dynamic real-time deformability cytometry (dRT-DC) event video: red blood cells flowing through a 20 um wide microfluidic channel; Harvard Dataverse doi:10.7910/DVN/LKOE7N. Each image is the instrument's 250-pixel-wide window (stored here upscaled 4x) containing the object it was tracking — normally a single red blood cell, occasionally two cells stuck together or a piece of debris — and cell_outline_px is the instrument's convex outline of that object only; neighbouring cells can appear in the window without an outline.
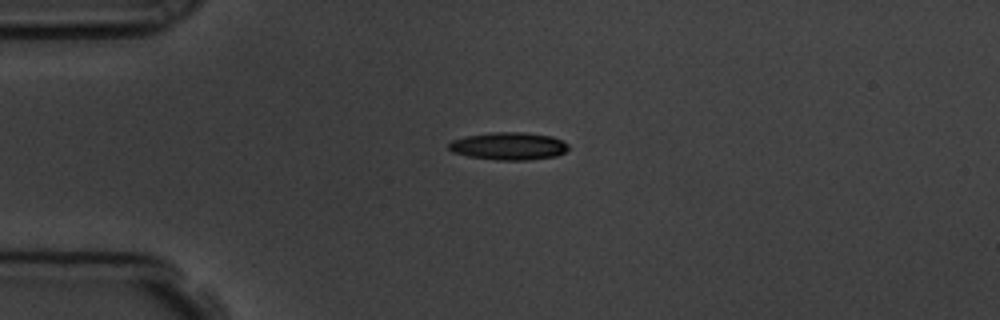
{"species": "common noctule bat (a hibernating species)", "species_latin": "Nyctalus noctula", "temperature_condition": "room temperature", "stored_images_in_passage": 41, "camera_frame_rate_fps": 3000, "um_per_image_px": 0.085, "animal": {"sex": "male", "body_mass_g": 19.5, "forearm_length_mm": 54.6}, "frame": {"image": 1, "passage_image": 1, "time_ms": 0.0, "image_size_px": [1000, 320], "cell_outline_px": [[568, 148], [564, 152], [552, 156], [516, 160], [512, 160], [472, 156], [456, 152], [448, 148], [448, 144], [456, 140], [472, 136], [548, 136], [560, 140]], "centroid_in_image_um": [43.25, 12.49], "position_along_channel_um": 41.8, "area_um2": 16.42}}
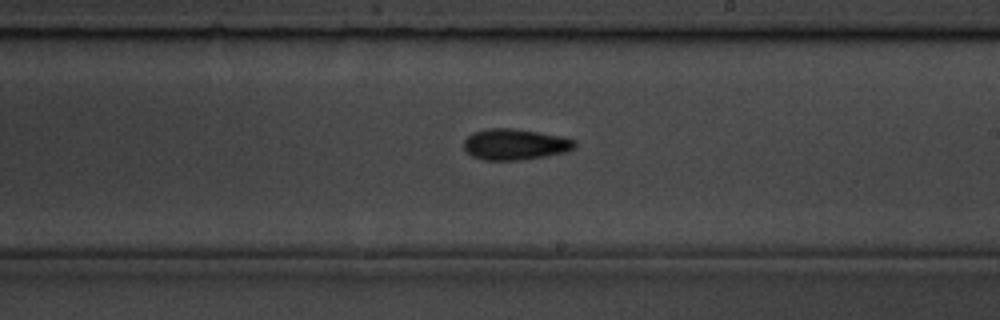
{"frame": {"image": 2, "passage_image": 19, "time_ms": 6.0, "image_size_px": [1000, 320], "cell_outline_px": [[572, 148], [556, 152], [536, 156], [504, 160], [488, 160], [476, 156], [468, 152], [464, 148], [464, 144], [468, 136], [476, 132], [532, 132], [572, 140]], "centroid_in_image_um": [43.66, 12.32], "position_along_channel_um": 245.3, "area_um2": 17.05}}
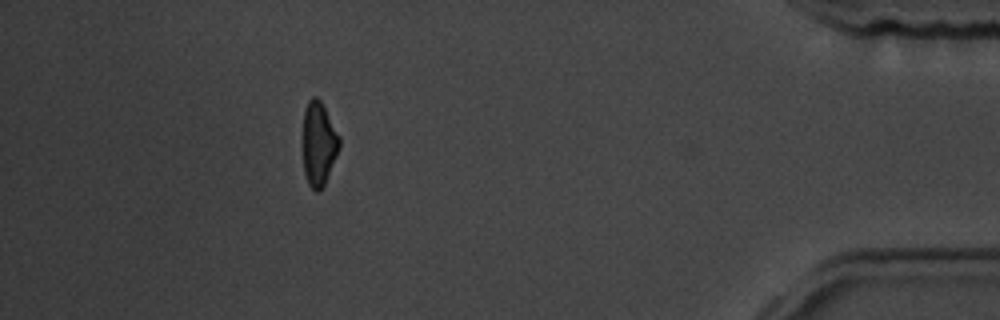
{"frame": {"image": 3, "passage_image": 36, "time_ms": 11.667, "image_size_px": [1000, 320], "cell_outline_px": [[340, 144], [324, 184], [320, 188], [312, 188], [308, 180], [304, 168], [304, 112], [308, 104], [316, 96], [320, 100], [340, 140]], "centroid_in_image_um": [27.09, 12.2], "position_along_channel_um": 408.1, "area_um2": 16.47}, "authors_computed_cell_mechanics": {"area_um2": 17.1666, "velocity_mm_per_s": 3.8296, "shape_relaxation_time_tau1_ms": 11.3464, "shape_relaxation_time_tau2_ms": null, "deformation_change_tau1": 0.2684, "deformation_change_tau2": null}}